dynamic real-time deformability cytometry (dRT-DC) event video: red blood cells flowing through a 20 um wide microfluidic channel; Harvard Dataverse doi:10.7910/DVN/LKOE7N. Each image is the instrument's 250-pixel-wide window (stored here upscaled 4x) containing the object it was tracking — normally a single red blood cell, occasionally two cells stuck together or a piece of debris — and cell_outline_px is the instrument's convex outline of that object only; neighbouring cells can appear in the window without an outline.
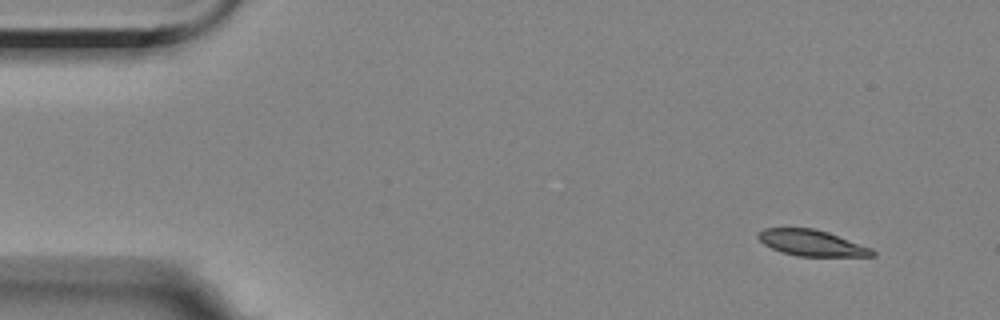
{"species": "Egyptian fruit bat (a non-hibernating species)", "species_latin": "Rousettus aegyptiacus", "temperature_condition": "room temperature", "stored_images_in_passage": 53, "camera_frame_rate_fps": 3000, "um_per_image_px": 0.085, "animal": {"sex": "female"}, "frame": {"image": 1, "passage_image": 1, "time_ms": 0.0, "image_size_px": [1000, 320], "cell_outline_px": [[876, 256], [796, 256], [772, 248], [764, 244], [756, 236], [764, 228], [812, 228], [828, 232], [872, 248], [876, 252]], "centroid_in_image_um": [69.02, 20.65], "position_along_channel_um": 16.0, "area_um2": 17.17}}
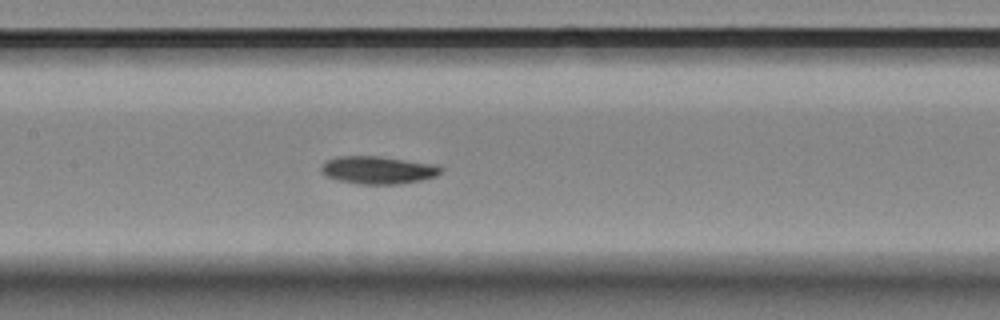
{"frame": {"image": 2, "passage_image": 23, "time_ms": 7.333, "image_size_px": [1000, 320], "cell_outline_px": [[444, 172], [436, 176], [420, 180], [400, 184], [360, 184], [336, 180], [328, 176], [320, 168], [328, 160], [340, 156], [376, 156], [436, 164], [444, 168]], "centroid_in_image_um": [32.2, 14.46], "position_along_channel_um": 175.2, "area_um2": 19.19}}
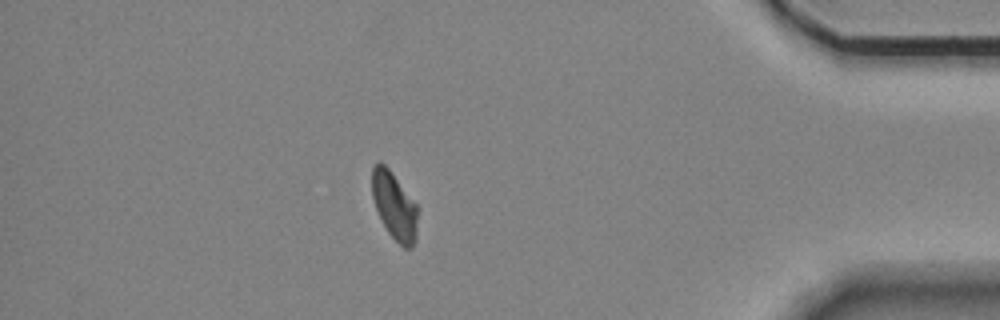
{"frame": {"image": 3, "passage_image": 46, "time_ms": 15.0, "image_size_px": [1000, 320], "cell_outline_px": [[416, 240], [412, 248], [404, 248], [388, 232], [376, 208], [372, 196], [372, 168], [380, 160], [388, 168], [416, 204]], "centroid_in_image_um": [33.51, 17.5], "position_along_channel_um": 401.7, "area_um2": 17.46}, "authors_computed_cell_mechanics": {"area_um2": 18.785, "velocity_mm_per_s": 3.4859, "shape_relaxation_time_tau1_ms": 6.0281, "shape_relaxation_time_tau2_ms": null, "deformation_change_tau1": 0.1407, "deformation_change_tau2": null}}